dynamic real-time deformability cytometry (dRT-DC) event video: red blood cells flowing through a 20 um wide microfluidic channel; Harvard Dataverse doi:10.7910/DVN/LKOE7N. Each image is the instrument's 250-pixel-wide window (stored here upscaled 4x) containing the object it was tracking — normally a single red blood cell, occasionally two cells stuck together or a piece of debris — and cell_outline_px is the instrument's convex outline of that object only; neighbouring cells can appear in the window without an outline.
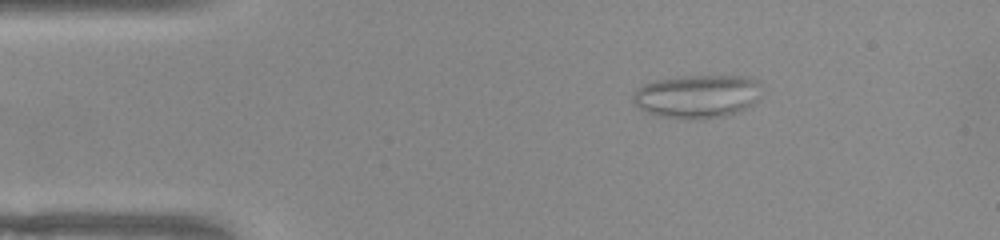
{"species": "common noctule bat (a hibernating species)", "species_latin": "Nyctalus noctula", "temperature_condition": "warm", "stored_images_in_passage": 48, "camera_frame_rate_fps": 3000, "um_per_image_px": 0.085, "animal": {"sex": "female", "body_mass_g": 22.0, "forearm_length_mm": 56.7}, "frame": {"image": 1, "passage_image": 6, "time_ms": 1.667, "image_size_px": [1000, 240], "cell_outline_px": [[760, 84], [756, 100], [752, 104], [744, 108], [724, 116], [704, 120], [700, 120], [660, 116], [648, 112], [640, 108], [632, 100], [632, 96], [644, 84], [656, 80], [688, 76], [744, 76], [756, 80]], "centroid_in_image_um": [59.25, 8.19], "position_along_channel_um": 25.7, "area_um2": 31.96}}
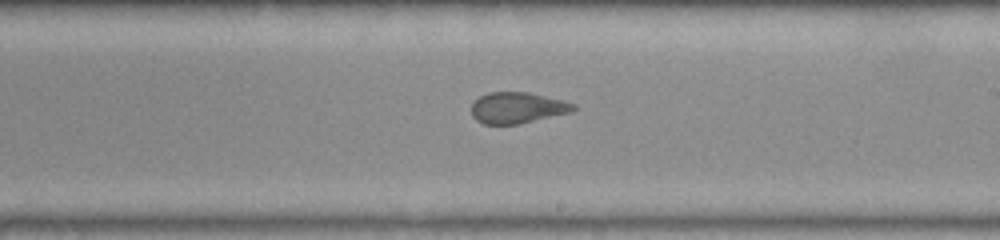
{"frame": {"image": 2, "passage_image": 26, "time_ms": 8.333, "image_size_px": [1000, 240], "cell_outline_px": [[576, 108], [572, 112], [520, 124], [484, 124], [476, 120], [472, 116], [472, 104], [480, 96], [488, 92], [528, 92], [576, 104]], "centroid_in_image_um": [43.97, 9.17], "position_along_channel_um": 245.0, "area_um2": 18.44}}
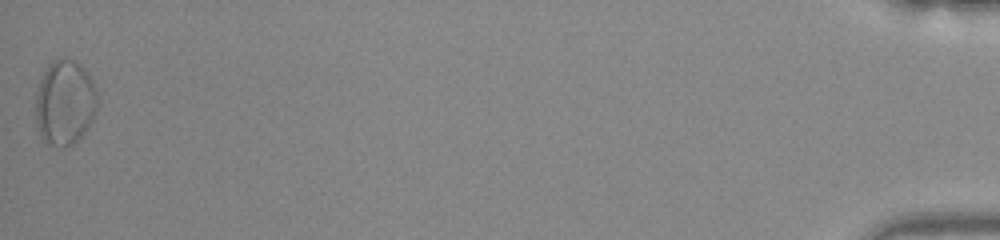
{"frame": {"image": 3, "passage_image": 48, "time_ms": 15.667, "image_size_px": [1000, 240], "cell_outline_px": [[100, 100], [96, 112], [84, 132], [72, 144], [64, 148], [60, 148], [44, 144], [40, 136], [36, 120], [36, 92], [44, 68], [52, 60], [64, 56], [80, 64], [84, 68], [92, 80], [96, 88]], "centroid_in_image_um": [5.51, 8.71], "position_along_channel_um": 429.7, "area_um2": 31.33}, "authors_computed_cell_mechanics": {"area_um2": 20.7213, "velocity_mm_per_s": 3.9351, "shape_relaxation_time_tau1_ms": null, "shape_relaxation_time_tau2_ms": 1.1913, "deformation_change_tau1": null, "deformation_change_tau2": 0.0842}}